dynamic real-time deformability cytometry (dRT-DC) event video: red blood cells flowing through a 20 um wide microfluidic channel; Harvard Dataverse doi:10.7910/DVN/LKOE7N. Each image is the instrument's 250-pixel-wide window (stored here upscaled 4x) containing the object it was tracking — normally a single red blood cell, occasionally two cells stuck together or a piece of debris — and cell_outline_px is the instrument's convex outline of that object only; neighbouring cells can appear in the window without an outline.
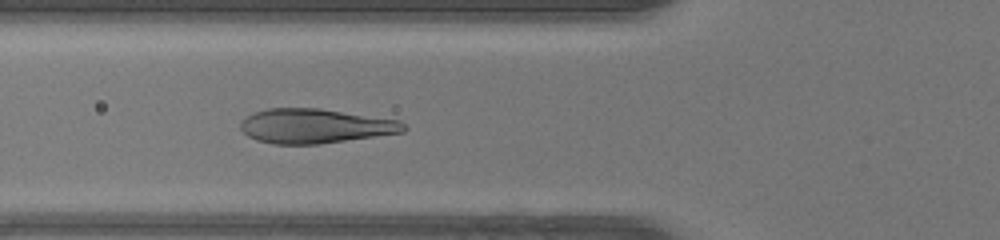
{"species": "human", "species_latin": "Homo sapiens", "temperature_condition": "warm", "stored_images_in_passage": 47, "camera_frame_rate_fps": 3000, "um_per_image_px": 0.085, "donor": {"sex": "female"}, "frame": {"image": 1, "passage_image": 17, "time_ms": 5.333, "image_size_px": [1000, 240], "cell_outline_px": [[408, 128], [404, 132], [320, 144], [272, 144], [256, 140], [248, 136], [240, 128], [240, 120], [256, 112], [268, 108], [320, 108], [400, 120]], "centroid_in_image_um": [26.79, 10.71], "position_along_channel_um": 99.0, "area_um2": 32.89}}
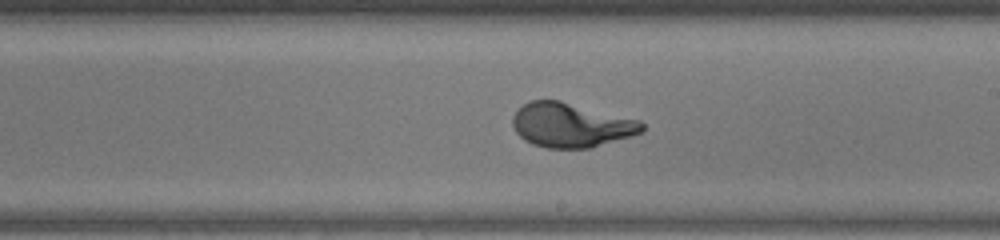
{"frame": {"image": 2, "passage_image": 27, "time_ms": 8.667, "image_size_px": [1000, 240], "cell_outline_px": [[644, 128], [640, 132], [632, 136], [592, 148], [548, 148], [532, 144], [524, 140], [516, 132], [512, 124], [512, 116], [528, 100], [560, 100], [640, 120], [644, 124]], "centroid_in_image_um": [48.53, 10.63], "position_along_channel_um": 240.5, "area_um2": 33.52}}
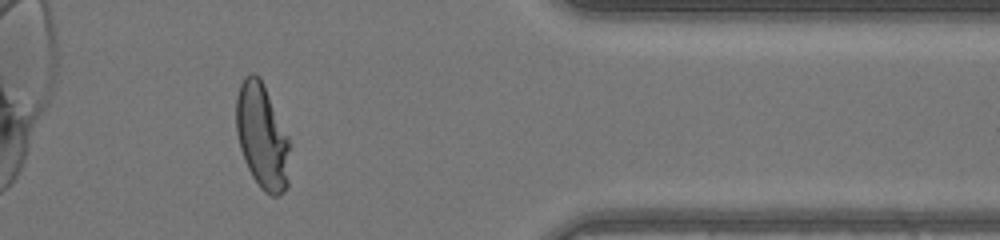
{"frame": {"image": 3, "passage_image": 39, "time_ms": 12.667, "image_size_px": [1000, 240], "cell_outline_px": [[292, 144], [288, 188], [284, 192], [276, 196], [272, 196], [264, 192], [260, 188], [252, 176], [244, 160], [240, 148], [236, 132], [236, 96], [240, 84], [244, 76], [252, 72], [260, 76]], "centroid_in_image_um": [22.31, 11.62], "position_along_channel_um": 389.1, "area_um2": 33.7}}